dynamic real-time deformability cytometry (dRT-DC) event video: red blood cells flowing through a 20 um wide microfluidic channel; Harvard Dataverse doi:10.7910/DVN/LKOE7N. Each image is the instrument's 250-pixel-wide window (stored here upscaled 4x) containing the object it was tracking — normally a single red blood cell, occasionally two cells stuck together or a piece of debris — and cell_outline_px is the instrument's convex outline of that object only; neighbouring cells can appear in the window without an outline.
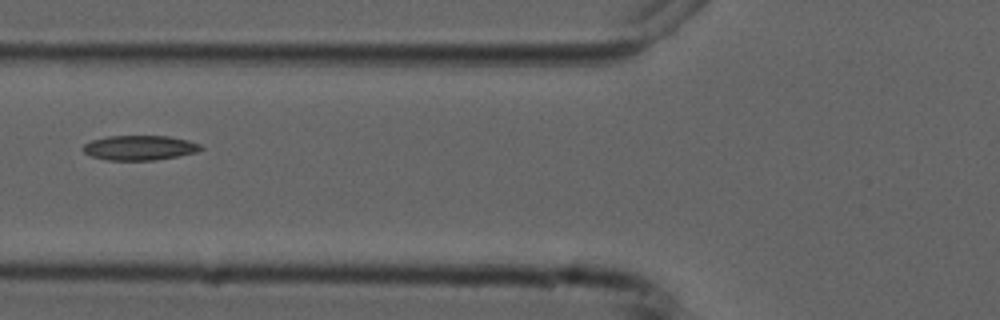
{"species": "common noctule bat (a hibernating species)", "species_latin": "Nyctalus noctula", "temperature_condition": "cold", "stored_images_in_passage": 9, "camera_frame_rate_fps": 3000, "um_per_image_px": 0.085, "animal": {"sex": "male", "forearm_length_mm": 52.5}, "frame": {"image": 1, "passage_image": 6, "time_ms": 6.0, "image_size_px": [1000, 320], "cell_outline_px": [[204, 148], [196, 152], [156, 160], [108, 160], [92, 156], [84, 152], [80, 148], [84, 144], [92, 140], [108, 136], [168, 136], [188, 140], [200, 144]], "centroid_in_image_um": [11.85, 12.55], "position_along_channel_um": 113.9, "area_um2": 16.94}}
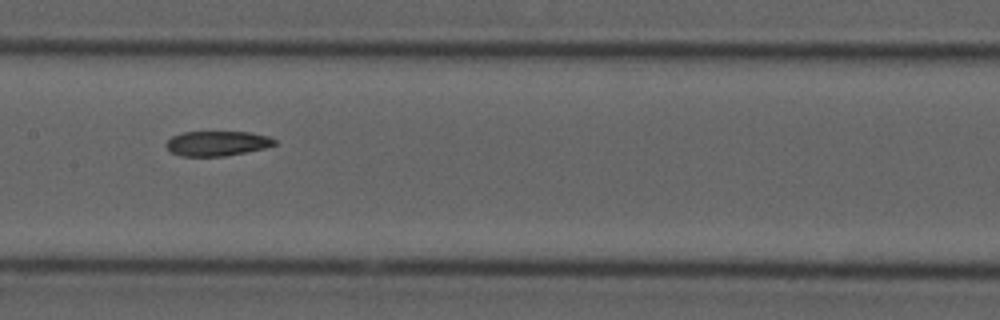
{"frame": {"image": 2, "passage_image": 8, "time_ms": 8.0, "image_size_px": [1000, 320], "cell_outline_px": [[276, 144], [264, 148], [224, 156], [180, 156], [172, 152], [164, 144], [172, 136], [184, 132], [252, 132], [268, 136], [276, 140]], "centroid_in_image_um": [18.45, 12.18], "position_along_channel_um": 188.9, "area_um2": 15.61}}
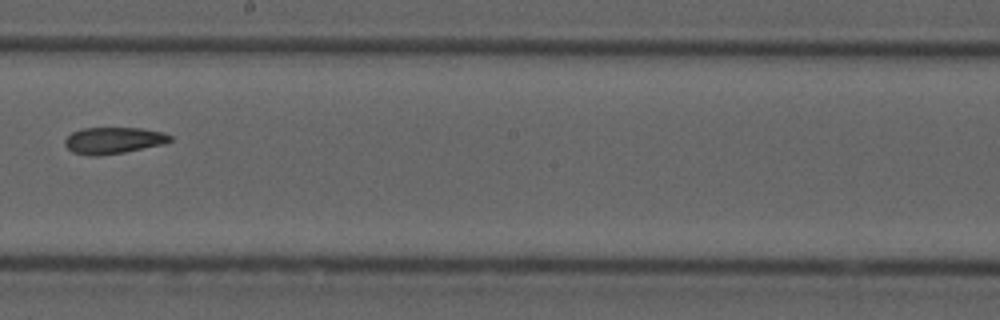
{"frame": {"image": 3, "passage_image": 9, "time_ms": 9.333, "image_size_px": [1000, 320], "cell_outline_px": [[172, 140], [164, 144], [124, 152], [100, 156], [88, 156], [72, 152], [64, 144], [64, 140], [72, 132], [84, 128], [140, 128], [164, 132], [172, 136]], "centroid_in_image_um": [9.64, 11.94], "position_along_channel_um": 238.6, "area_um2": 16.36}}